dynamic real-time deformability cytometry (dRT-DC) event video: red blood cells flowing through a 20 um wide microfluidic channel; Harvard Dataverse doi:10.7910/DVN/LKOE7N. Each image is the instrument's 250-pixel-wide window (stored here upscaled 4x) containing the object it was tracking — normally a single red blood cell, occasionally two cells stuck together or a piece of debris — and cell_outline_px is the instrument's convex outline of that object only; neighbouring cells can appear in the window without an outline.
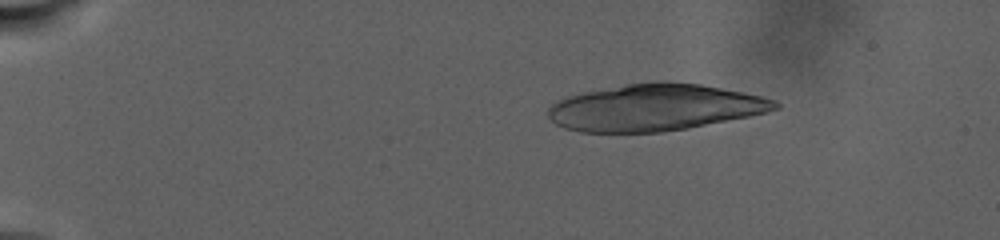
{"species": "human", "species_latin": "Homo sapiens", "temperature_condition": "warm", "stored_images_in_passage": 53, "segment_of_instrument_passage": [1, 2], "camera_frame_rate_fps": 3000, "um_per_image_px": 0.085, "donor": {"sex": "male"}, "frame": {"image": 1, "passage_image": 7, "time_ms": 4.333, "image_size_px": [1000, 240], "cell_outline_px": [[780, 108], [748, 116], [688, 128], [660, 132], [580, 132], [564, 128], [556, 124], [548, 116], [548, 108], [556, 100], [580, 92], [652, 80], [664, 80], [700, 84], [744, 92], [776, 100], [780, 104]], "centroid_in_image_um": [55.63, 9.12], "position_along_channel_um": 29.4, "area_um2": 61.85}}